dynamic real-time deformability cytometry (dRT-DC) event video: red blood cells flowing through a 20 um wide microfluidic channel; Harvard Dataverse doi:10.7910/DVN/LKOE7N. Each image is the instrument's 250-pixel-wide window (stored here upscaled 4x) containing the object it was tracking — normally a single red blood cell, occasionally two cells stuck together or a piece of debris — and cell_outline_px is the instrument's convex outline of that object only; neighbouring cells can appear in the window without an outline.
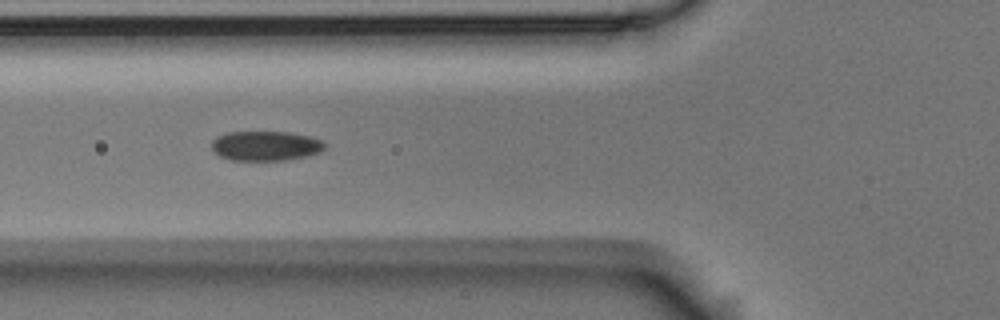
{"species": "Egyptian fruit bat (a non-hibernating species)", "species_latin": "Rousettus aegyptiacus", "temperature_condition": "room temperature", "stored_images_in_passage": 7, "camera_frame_rate_fps": 3000, "um_per_image_px": 0.085, "animal": {"sex": "male"}, "frame": {"image": 1, "passage_image": 6, "time_ms": 1.667, "image_size_px": [1000, 320], "cell_outline_px": [[328, 148], [320, 152], [304, 156], [284, 160], [232, 160], [220, 156], [212, 152], [212, 140], [216, 136], [228, 132], [292, 132], [312, 136], [324, 140]], "centroid_in_image_um": [22.61, 12.38], "position_along_channel_um": 103.2, "area_um2": 19.88}}
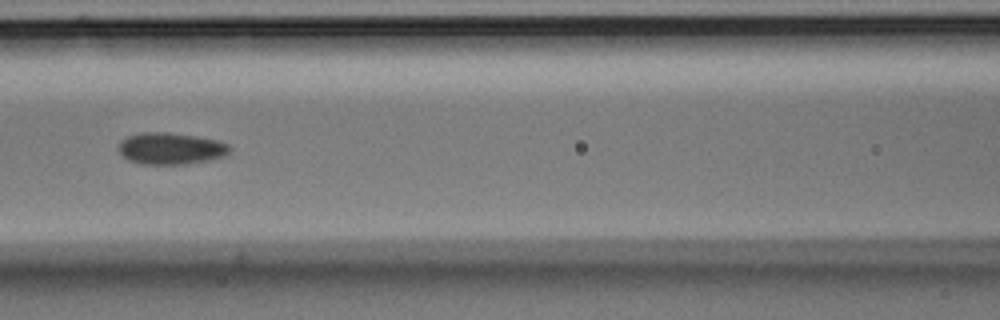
{"frame": {"image": 2, "passage_image": 7, "time_ms": 2.0, "image_size_px": [1000, 320], "cell_outline_px": [[232, 148], [224, 156], [208, 160], [184, 164], [140, 164], [128, 160], [120, 152], [120, 140], [128, 136], [144, 132], [168, 132], [196, 136], [216, 140], [228, 144]], "centroid_in_image_um": [14.52, 12.62], "position_along_channel_um": 152.1, "area_um2": 20.4}}